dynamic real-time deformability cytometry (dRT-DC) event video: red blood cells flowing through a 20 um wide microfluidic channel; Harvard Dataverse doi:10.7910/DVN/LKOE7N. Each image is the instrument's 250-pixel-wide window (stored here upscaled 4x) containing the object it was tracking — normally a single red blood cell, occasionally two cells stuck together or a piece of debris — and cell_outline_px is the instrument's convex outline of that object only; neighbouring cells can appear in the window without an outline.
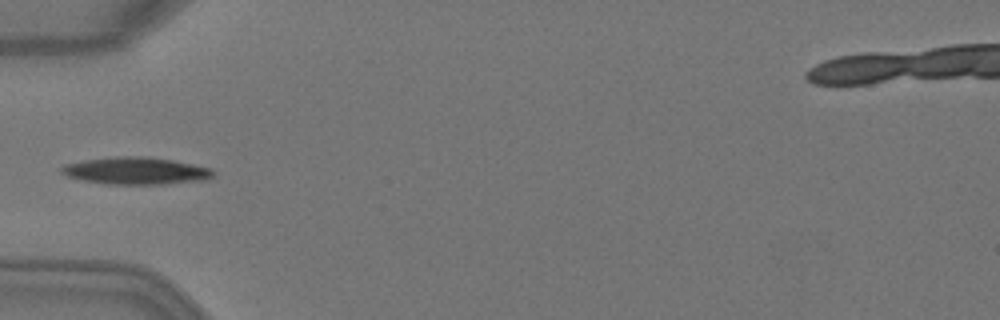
{"species": "Egyptian fruit bat (a non-hibernating species)", "species_latin": "Rousettus aegyptiacus", "temperature_condition": "warm", "stored_images_in_passage": 3, "camera_frame_rate_fps": 3000, "um_per_image_px": 0.085, "animal": {"sex": "female"}, "frame": {"image": 1, "passage_image": 3, "time_ms": 0.667, "image_size_px": [1000, 320], "cell_outline_px": [[212, 176], [204, 180], [164, 184], [108, 184], [84, 180], [68, 176], [60, 172], [60, 168], [64, 164], [84, 160], [116, 156], [148, 156], [172, 160], [212, 168]], "centroid_in_image_um": [11.53, 14.51], "position_along_channel_um": 73.5, "area_um2": 23.93}}